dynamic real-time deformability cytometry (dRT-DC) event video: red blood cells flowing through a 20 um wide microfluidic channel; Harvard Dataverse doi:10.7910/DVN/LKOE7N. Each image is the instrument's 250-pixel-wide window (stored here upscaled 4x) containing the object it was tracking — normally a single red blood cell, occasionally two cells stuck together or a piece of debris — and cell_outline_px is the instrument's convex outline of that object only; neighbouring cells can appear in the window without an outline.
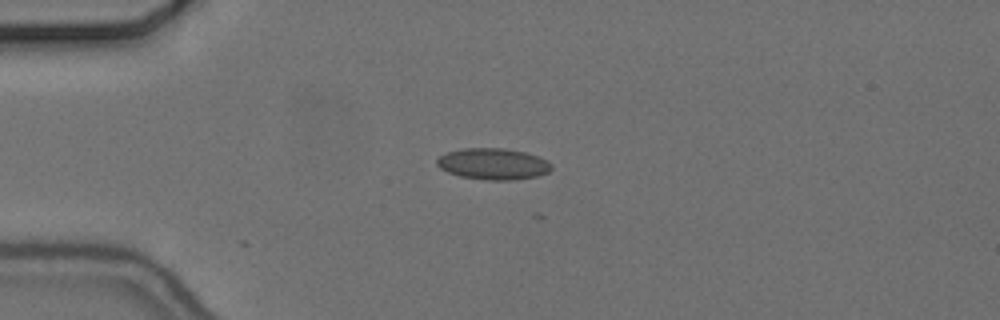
{"species": "common noctule bat (a hibernating species)", "species_latin": "Nyctalus noctula", "temperature_condition": "cold", "stored_images_in_passage": 4, "camera_frame_rate_fps": 3000, "um_per_image_px": 0.085, "animal": {"sex": "female", "body_mass_g": 24.6, "forearm_length_mm": 56.2}, "frame": {"image": 1, "passage_image": 1, "time_ms": 0.0, "image_size_px": [1000, 320], "cell_outline_px": [[552, 168], [548, 172], [536, 176], [512, 180], [484, 180], [460, 176], [448, 172], [440, 168], [436, 164], [436, 160], [440, 156], [448, 152], [464, 148], [504, 148], [524, 152], [548, 160], [552, 164]], "centroid_in_image_um": [41.91, 13.93], "position_along_channel_um": 43.1, "area_um2": 20.87}}